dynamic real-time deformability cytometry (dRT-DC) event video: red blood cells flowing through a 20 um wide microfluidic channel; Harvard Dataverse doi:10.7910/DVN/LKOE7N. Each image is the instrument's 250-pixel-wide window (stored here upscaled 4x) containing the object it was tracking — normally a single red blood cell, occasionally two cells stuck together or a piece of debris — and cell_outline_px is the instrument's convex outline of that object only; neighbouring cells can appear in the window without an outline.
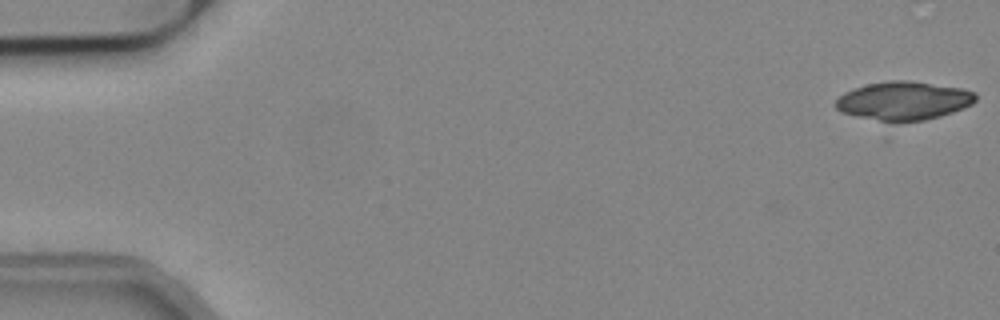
{"species": "common noctule bat (a hibernating species)", "species_latin": "Nyctalus noctula", "temperature_condition": "cold", "stored_images_in_passage": 53, "camera_frame_rate_fps": 3000, "um_per_image_px": 0.085, "animal": {"sex": "male", "body_mass_g": 19.2, "forearm_length_mm": 51.8}, "frame": {"image": 1, "passage_image": 1, "time_ms": 0.0, "image_size_px": [1000, 320], "cell_outline_px": [[976, 100], [972, 104], [964, 108], [940, 116], [924, 120], [896, 124], [888, 124], [840, 112], [836, 108], [836, 100], [844, 92], [852, 88], [868, 84], [888, 80], [912, 80], [964, 88], [976, 92]], "centroid_in_image_um": [76.81, 8.58], "position_along_channel_um": 8.2, "area_um2": 32.31}}